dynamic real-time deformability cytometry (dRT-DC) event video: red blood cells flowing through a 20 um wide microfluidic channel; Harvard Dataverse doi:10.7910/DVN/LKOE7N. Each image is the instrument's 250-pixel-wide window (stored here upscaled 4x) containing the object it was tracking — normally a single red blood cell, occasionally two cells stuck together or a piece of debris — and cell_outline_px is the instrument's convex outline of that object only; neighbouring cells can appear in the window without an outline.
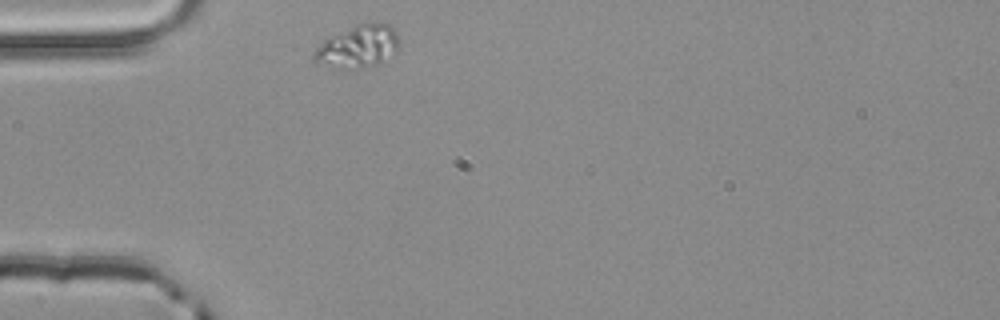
{"species": "common noctule bat (a hibernating species)", "species_latin": "Nyctalus noctula", "temperature_condition": "room temperature", "stored_images_in_passage": 1, "camera_frame_rate_fps": 3000, "um_per_image_px": 0.085, "animal": {"sex": "male", "body_mass_g": 20.4}, "frame": {"image": 1, "passage_image": 1, "time_ms": 0.0, "image_size_px": [1000, 320], "cell_outline_px": [[400, 40], [396, 52], [384, 64], [360, 68], [340, 68], [312, 64], [312, 52], [324, 40], [356, 24], [392, 24]], "centroid_in_image_um": [30.43, 4.0], "position_along_channel_um": 54.6, "area_um2": 21.5}}